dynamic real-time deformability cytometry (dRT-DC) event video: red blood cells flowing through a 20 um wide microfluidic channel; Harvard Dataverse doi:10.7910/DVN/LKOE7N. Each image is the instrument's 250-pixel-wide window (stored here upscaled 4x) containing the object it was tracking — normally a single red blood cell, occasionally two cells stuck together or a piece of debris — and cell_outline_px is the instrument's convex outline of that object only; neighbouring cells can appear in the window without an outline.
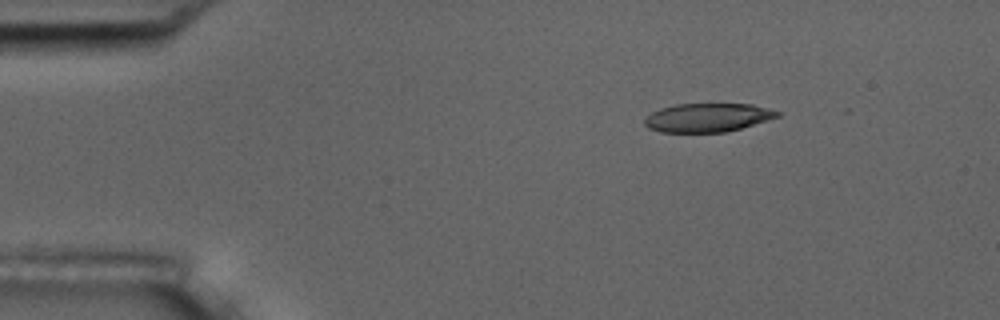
{"species": "common noctule bat (a hibernating species)", "species_latin": "Nyctalus noctula", "temperature_condition": "room temperature", "stored_images_in_passage": 6, "camera_frame_rate_fps": 3000, "um_per_image_px": 0.085, "animal": {"sex": "male", "body_mass_g": 17.5, "forearm_length_mm": 52.3}, "frame": {"image": 1, "passage_image": 2, "time_ms": 2.0, "image_size_px": [1000, 320], "cell_outline_px": [[780, 116], [768, 120], [740, 128], [724, 132], [660, 132], [648, 128], [644, 124], [644, 120], [652, 112], [660, 108], [676, 104], [752, 104], [768, 108], [780, 112]], "centroid_in_image_um": [60.14, 9.99], "position_along_channel_um": 24.9, "area_um2": 22.08}}
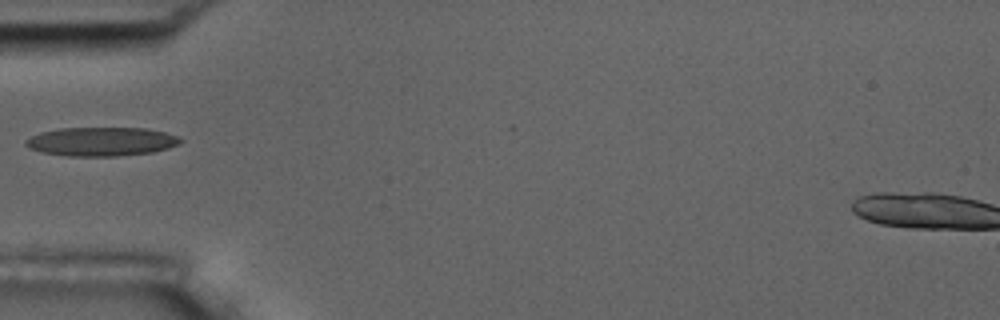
{"frame": {"image": 2, "passage_image": 5, "time_ms": 5.333, "image_size_px": [1000, 320], "cell_outline_px": [[184, 140], [180, 144], [168, 148], [152, 152], [116, 156], [68, 156], [40, 152], [28, 148], [24, 144], [24, 140], [40, 132], [60, 128], [144, 128], [164, 132], [176, 136]], "centroid_in_image_um": [8.58, 12.03], "position_along_channel_um": 76.4, "area_um2": 26.07}}